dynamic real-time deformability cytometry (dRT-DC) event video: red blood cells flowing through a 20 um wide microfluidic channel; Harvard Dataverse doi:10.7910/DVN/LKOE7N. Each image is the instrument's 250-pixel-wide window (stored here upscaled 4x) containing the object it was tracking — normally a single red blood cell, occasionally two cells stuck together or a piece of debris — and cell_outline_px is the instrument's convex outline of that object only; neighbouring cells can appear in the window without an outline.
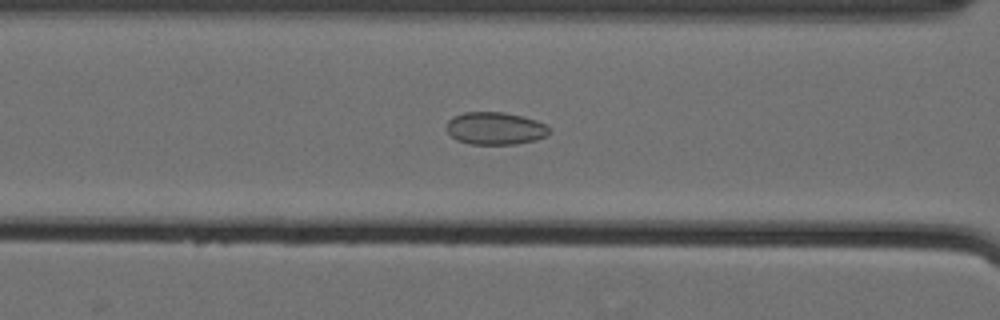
{"species": "Egyptian fruit bat (a non-hibernating species)", "species_latin": "Rousettus aegyptiacus", "temperature_condition": "cold", "stored_images_in_passage": 43, "camera_frame_rate_fps": 3000, "um_per_image_px": 0.085, "animal": {"sex": "female"}, "frame": {"image": 1, "passage_image": 11, "time_ms": 3.333, "image_size_px": [1000, 320], "cell_outline_px": [[552, 132], [536, 140], [516, 144], [468, 144], [456, 140], [444, 128], [448, 120], [452, 116], [464, 112], [504, 112], [524, 116], [536, 120], [552, 128]], "centroid_in_image_um": [42.08, 10.91], "position_along_channel_um": 124.5, "area_um2": 19.83}}
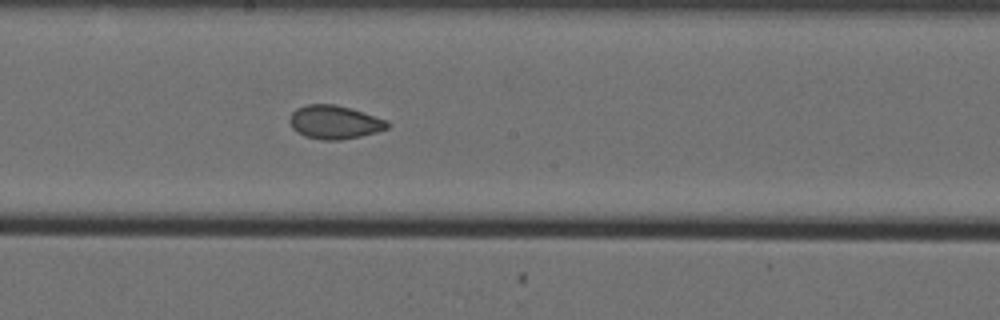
{"frame": {"image": 2, "passage_image": 19, "time_ms": 6.0, "image_size_px": [1000, 320], "cell_outline_px": [[388, 128], [376, 132], [360, 136], [340, 140], [320, 140], [304, 136], [296, 132], [292, 128], [288, 120], [292, 112], [296, 108], [308, 104], [336, 104], [352, 108], [388, 120]], "centroid_in_image_um": [28.41, 10.38], "position_along_channel_um": 219.8, "area_um2": 19.31}}
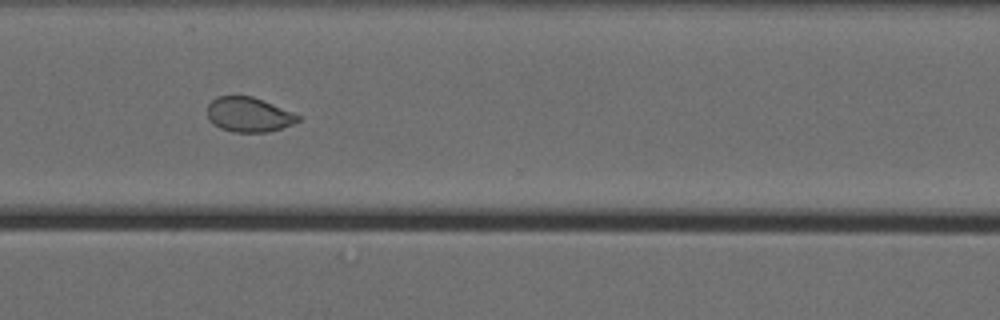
{"frame": {"image": 3, "passage_image": 30, "time_ms": 9.667, "image_size_px": [1000, 320], "cell_outline_px": [[300, 120], [292, 124], [268, 132], [232, 132], [220, 128], [212, 124], [208, 120], [208, 104], [216, 96], [252, 96], [292, 112], [300, 116]], "centroid_in_image_um": [21.1, 9.75], "position_along_channel_um": 349.5, "area_um2": 18.26}, "authors_computed_cell_mechanics": {"area_um2": 19.4208, "velocity_mm_per_s": 3.562, "shape_relaxation_time_tau1_ms": null, "shape_relaxation_time_tau2_ms": 1.3484, "deformation_change_tau1": null, "deformation_change_tau2": 0.048}}